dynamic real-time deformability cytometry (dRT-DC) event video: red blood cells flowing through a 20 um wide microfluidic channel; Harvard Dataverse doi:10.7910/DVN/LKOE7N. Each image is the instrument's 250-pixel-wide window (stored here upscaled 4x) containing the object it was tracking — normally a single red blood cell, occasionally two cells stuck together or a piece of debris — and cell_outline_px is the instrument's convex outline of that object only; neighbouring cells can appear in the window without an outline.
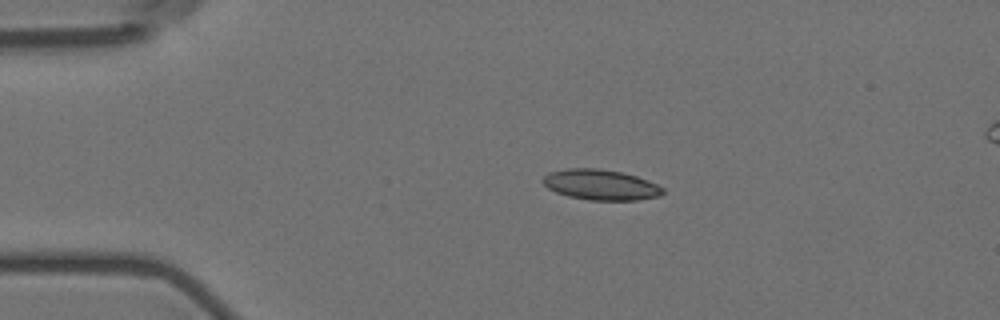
{"species": "Egyptian fruit bat (a non-hibernating species)", "species_latin": "Rousettus aegyptiacus", "temperature_condition": "room temperature", "stored_images_in_passage": 5, "camera_frame_rate_fps": 3000, "um_per_image_px": 0.085, "animal": {"sex": "female"}, "frame": {"image": 1, "passage_image": 3, "time_ms": 2.333, "image_size_px": [1000, 320], "cell_outline_px": [[664, 192], [660, 196], [636, 200], [588, 200], [568, 196], [556, 192], [548, 188], [540, 180], [548, 172], [564, 168], [600, 168], [620, 172], [636, 176], [648, 180], [664, 188]], "centroid_in_image_um": [51.03, 15.7], "position_along_channel_um": 34.0, "area_um2": 21.44}}
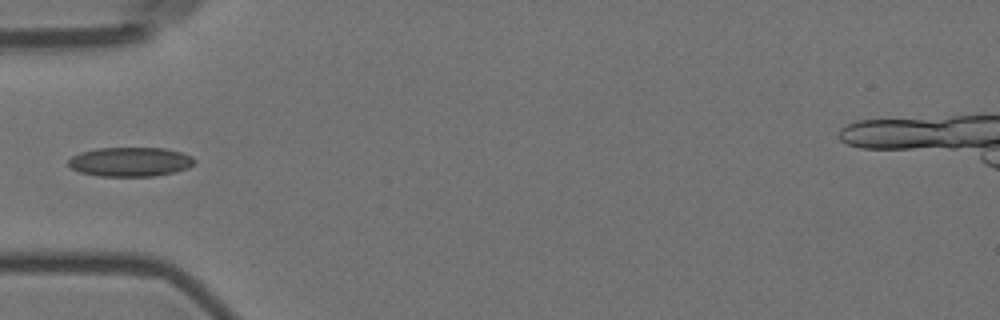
{"frame": {"image": 2, "passage_image": 5, "time_ms": 4.667, "image_size_px": [1000, 320], "cell_outline_px": [[196, 164], [188, 168], [176, 172], [156, 176], [100, 176], [80, 172], [72, 168], [68, 164], [68, 160], [72, 156], [80, 152], [96, 148], [164, 148], [180, 152], [192, 156], [196, 160]], "centroid_in_image_um": [11.11, 13.75], "position_along_channel_um": 73.9, "area_um2": 21.68}}